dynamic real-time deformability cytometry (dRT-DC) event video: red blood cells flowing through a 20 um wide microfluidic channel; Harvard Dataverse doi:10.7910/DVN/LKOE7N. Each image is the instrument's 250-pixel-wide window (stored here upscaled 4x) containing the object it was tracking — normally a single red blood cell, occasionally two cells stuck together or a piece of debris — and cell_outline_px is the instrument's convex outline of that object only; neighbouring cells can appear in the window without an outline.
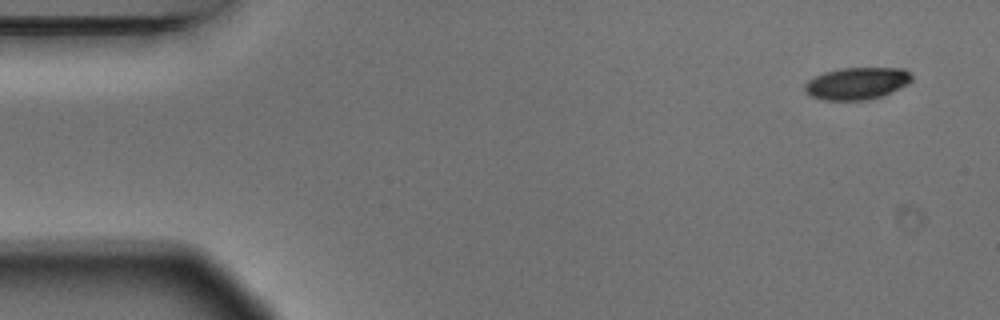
{"species": "Egyptian fruit bat (a non-hibernating species)", "species_latin": "Rousettus aegyptiacus", "temperature_condition": "warm", "stored_images_in_passage": 6, "camera_frame_rate_fps": 3000, "um_per_image_px": 0.085, "animal": {"sex": "male"}, "frame": {"image": 1, "passage_image": 1, "time_ms": 0.0, "image_size_px": [1000, 320], "cell_outline_px": [[912, 80], [908, 84], [880, 96], [868, 100], [820, 100], [804, 92], [804, 84], [808, 80], [824, 72], [840, 68], [904, 68], [912, 76]], "centroid_in_image_um": [72.8, 7.09], "position_along_channel_um": 12.2, "area_um2": 20.0}}
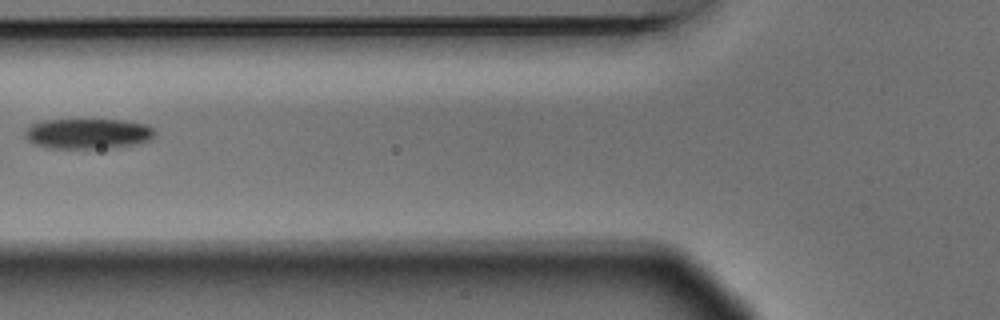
{"frame": {"image": 2, "passage_image": 5, "time_ms": 1.333, "image_size_px": [1000, 320], "cell_outline_px": [[156, 132], [148, 140], [132, 144], [108, 148], [48, 148], [36, 144], [28, 140], [24, 136], [24, 132], [32, 124], [44, 120], [124, 120], [148, 124]], "centroid_in_image_um": [7.46, 11.35], "position_along_channel_um": 118.3, "area_um2": 22.72}}
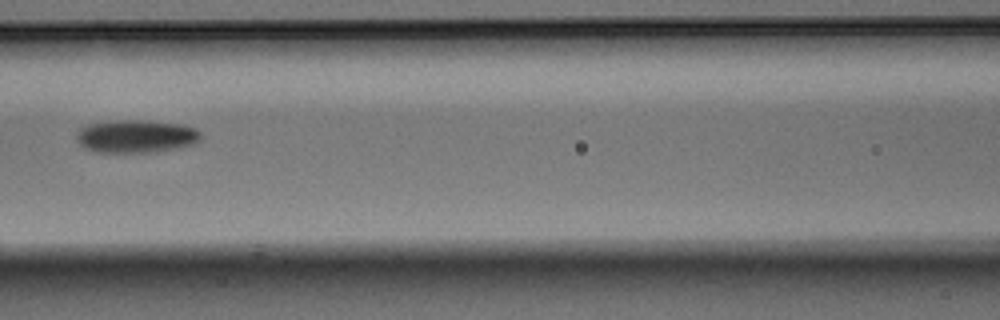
{"frame": {"image": 3, "passage_image": 6, "time_ms": 1.667, "image_size_px": [1000, 320], "cell_outline_px": [[200, 140], [196, 144], [180, 148], [156, 152], [92, 152], [84, 148], [76, 140], [76, 132], [80, 128], [88, 124], [116, 120], [148, 120], [184, 124], [196, 128], [200, 132]], "centroid_in_image_um": [11.59, 11.58], "position_along_channel_um": 155.0, "area_um2": 24.39}}